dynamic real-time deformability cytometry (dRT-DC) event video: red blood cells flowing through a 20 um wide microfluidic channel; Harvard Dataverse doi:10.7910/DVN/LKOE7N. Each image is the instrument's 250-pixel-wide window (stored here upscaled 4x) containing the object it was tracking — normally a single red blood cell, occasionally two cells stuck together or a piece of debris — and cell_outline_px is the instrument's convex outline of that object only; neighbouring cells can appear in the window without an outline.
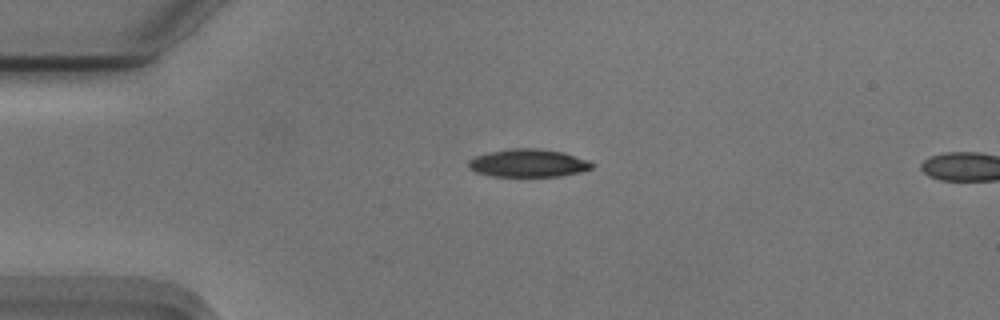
{"species": "Egyptian fruit bat (a non-hibernating species)", "species_latin": "Rousettus aegyptiacus", "temperature_condition": "cold", "stored_images_in_passage": 3, "camera_frame_rate_fps": 3000, "um_per_image_px": 0.085, "animal": {"sex": "male"}, "frame": {"image": 1, "passage_image": 1, "time_ms": 0.0, "image_size_px": [1000, 320], "cell_outline_px": [[596, 164], [592, 168], [580, 172], [560, 176], [492, 176], [476, 172], [468, 168], [468, 160], [476, 156], [488, 152], [512, 148], [540, 148], [564, 152], [588, 160]], "centroid_in_image_um": [44.91, 13.85], "position_along_channel_um": 40.1, "area_um2": 20.23}}